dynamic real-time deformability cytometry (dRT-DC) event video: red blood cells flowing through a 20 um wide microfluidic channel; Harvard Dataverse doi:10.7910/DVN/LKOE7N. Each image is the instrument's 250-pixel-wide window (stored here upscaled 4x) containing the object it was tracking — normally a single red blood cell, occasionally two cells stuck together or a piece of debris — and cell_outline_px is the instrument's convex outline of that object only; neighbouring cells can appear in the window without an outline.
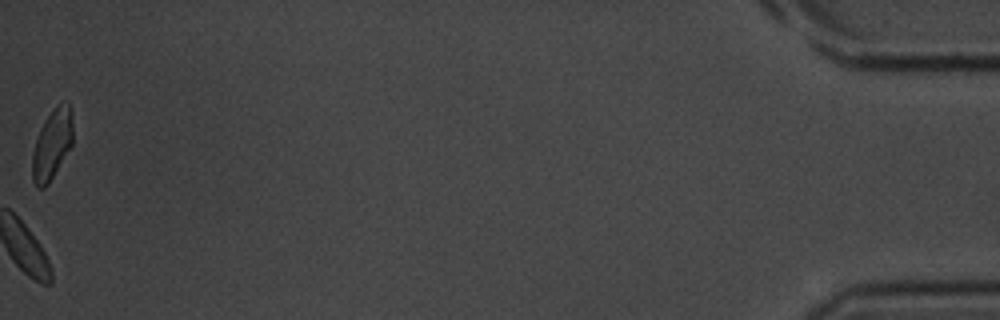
{"species": "common noctule bat (a hibernating species)", "species_latin": "Nyctalus noctula", "temperature_condition": "room temperature", "stored_images_in_passage": 42, "camera_frame_rate_fps": 3000, "um_per_image_px": 0.085, "animal": {"sex": "male", "body_mass_g": 20.1, "forearm_length_mm": 53.5}, "frame": {"image": 1, "passage_image": 42, "time_ms": 13.667, "image_size_px": [1000, 320], "cell_outline_px": [[72, 144], [48, 184], [44, 188], [36, 188], [32, 180], [32, 156], [36, 140], [48, 116], [56, 104], [68, 100], [72, 112]], "centroid_in_image_um": [4.43, 12.27], "position_along_channel_um": 430.8, "area_um2": 16.36}}